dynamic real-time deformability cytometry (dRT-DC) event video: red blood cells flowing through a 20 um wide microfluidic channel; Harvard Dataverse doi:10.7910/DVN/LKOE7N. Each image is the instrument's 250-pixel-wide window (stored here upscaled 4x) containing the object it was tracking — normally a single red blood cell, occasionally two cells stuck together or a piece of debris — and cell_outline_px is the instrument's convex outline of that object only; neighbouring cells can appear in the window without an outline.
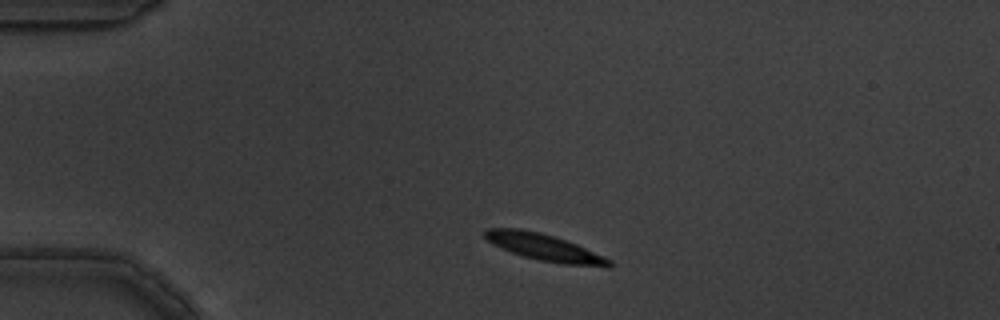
{"species": "common noctule bat (a hibernating species)", "species_latin": "Nyctalus noctula", "temperature_condition": "warm", "stored_images_in_passage": 7, "camera_frame_rate_fps": 3000, "um_per_image_px": 0.085, "animal": {"sex": "male", "body_mass_g": 19.5, "forearm_length_mm": 54.6}, "frame": {"image": 1, "passage_image": 1, "time_ms": 0.0, "image_size_px": [1000, 320], "cell_outline_px": [[616, 264], [612, 268], [608, 268], [564, 264], [540, 260], [524, 256], [500, 248], [492, 244], [484, 236], [484, 232], [488, 228], [520, 228], [540, 232], [576, 244], [604, 256], [612, 260]], "centroid_in_image_um": [46.35, 21.05], "position_along_channel_um": 38.7, "area_um2": 19.48}}
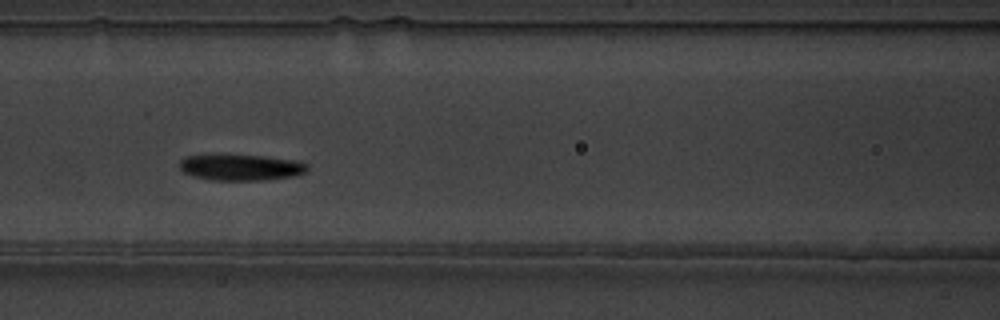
{"frame": {"image": 2, "passage_image": 4, "time_ms": 1.0, "image_size_px": [1000, 320], "cell_outline_px": [[308, 172], [292, 176], [264, 180], [212, 180], [192, 176], [184, 172], [180, 168], [180, 160], [188, 156], [264, 156], [296, 160], [308, 164]], "centroid_in_image_um": [20.53, 14.24], "position_along_channel_um": 146.1, "area_um2": 19.07}}
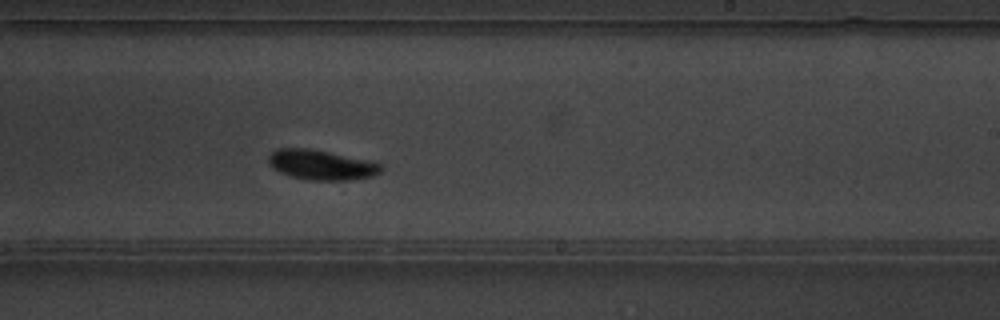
{"frame": {"image": 3, "passage_image": 7, "time_ms": 2.0, "image_size_px": [1000, 320], "cell_outline_px": [[384, 168], [380, 172], [372, 176], [348, 180], [308, 180], [288, 176], [272, 168], [268, 164], [268, 156], [276, 148], [308, 148], [376, 160], [384, 164]], "centroid_in_image_um": [27.36, 14.0], "position_along_channel_um": 261.6, "area_um2": 20.23}}